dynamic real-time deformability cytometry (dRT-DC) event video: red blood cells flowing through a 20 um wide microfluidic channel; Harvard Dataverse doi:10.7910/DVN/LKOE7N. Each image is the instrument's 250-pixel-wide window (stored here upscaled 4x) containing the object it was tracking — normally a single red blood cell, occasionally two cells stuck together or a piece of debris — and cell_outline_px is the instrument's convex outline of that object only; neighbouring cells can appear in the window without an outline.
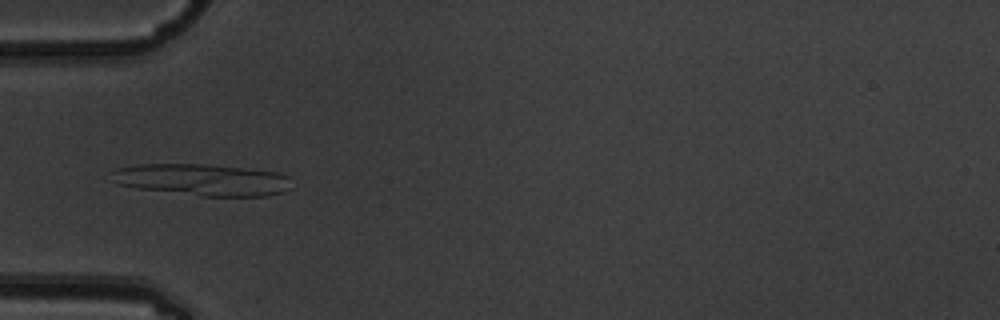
{"species": "common noctule bat (a hibernating species)", "species_latin": "Nyctalus noctula", "temperature_condition": "warm", "stored_images_in_passage": 8, "camera_frame_rate_fps": 3000, "um_per_image_px": 0.085, "animal": {"sex": "male", "body_mass_g": 19.5, "forearm_length_mm": 54.6}, "frame": {"image": 1, "passage_image": 4, "time_ms": 1.0, "image_size_px": [1000, 320], "cell_outline_px": [[292, 188], [284, 192], [268, 196], [200, 196], [136, 188], [116, 184], [112, 180], [108, 172], [116, 168], [136, 164], [204, 164], [276, 172], [288, 176]], "centroid_in_image_um": [17.13, 15.28], "position_along_channel_um": 67.9, "area_um2": 33.58}}
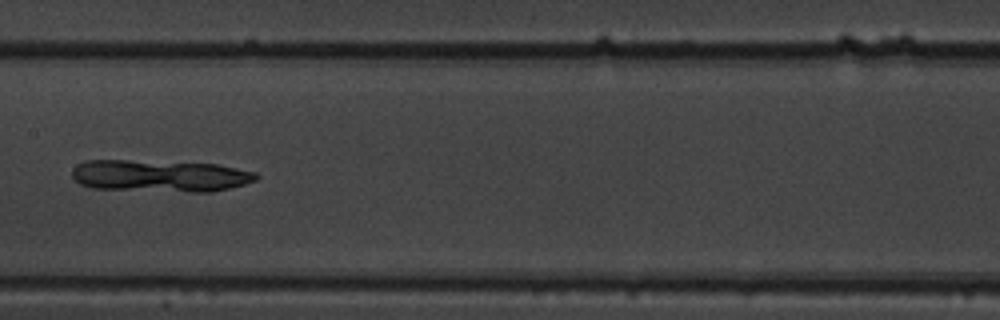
{"frame": {"image": 2, "passage_image": 7, "time_ms": 2.0, "image_size_px": [1000, 320], "cell_outline_px": [[260, 176], [256, 180], [244, 184], [212, 192], [192, 192], [92, 188], [80, 184], [72, 176], [72, 168], [76, 164], [88, 160], [128, 160], [216, 164], [256, 172]], "centroid_in_image_um": [13.59, 14.94], "position_along_channel_um": 193.8, "area_um2": 34.28}}